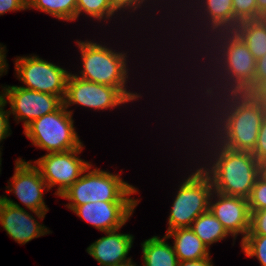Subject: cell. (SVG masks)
I'll list each match as a JSON object with an SVG mask.
<instances>
[{
	"mask_svg": "<svg viewBox=\"0 0 266 266\" xmlns=\"http://www.w3.org/2000/svg\"><path fill=\"white\" fill-rule=\"evenodd\" d=\"M262 173L266 176V164L262 166Z\"/></svg>",
	"mask_w": 266,
	"mask_h": 266,
	"instance_id": "39",
	"label": "cell"
},
{
	"mask_svg": "<svg viewBox=\"0 0 266 266\" xmlns=\"http://www.w3.org/2000/svg\"><path fill=\"white\" fill-rule=\"evenodd\" d=\"M118 12L110 0H77L76 19L80 14H86L93 20L104 21L113 18Z\"/></svg>",
	"mask_w": 266,
	"mask_h": 266,
	"instance_id": "23",
	"label": "cell"
},
{
	"mask_svg": "<svg viewBox=\"0 0 266 266\" xmlns=\"http://www.w3.org/2000/svg\"><path fill=\"white\" fill-rule=\"evenodd\" d=\"M1 94H0V104L4 101V91L2 92H0Z\"/></svg>",
	"mask_w": 266,
	"mask_h": 266,
	"instance_id": "38",
	"label": "cell"
},
{
	"mask_svg": "<svg viewBox=\"0 0 266 266\" xmlns=\"http://www.w3.org/2000/svg\"><path fill=\"white\" fill-rule=\"evenodd\" d=\"M17 78L26 89L48 93L60 97L66 93V84L70 72L36 55L18 56L15 60Z\"/></svg>",
	"mask_w": 266,
	"mask_h": 266,
	"instance_id": "8",
	"label": "cell"
},
{
	"mask_svg": "<svg viewBox=\"0 0 266 266\" xmlns=\"http://www.w3.org/2000/svg\"><path fill=\"white\" fill-rule=\"evenodd\" d=\"M130 102L116 87H111L81 79L72 72L66 84V93L63 99L65 108L72 104L95 110L113 109Z\"/></svg>",
	"mask_w": 266,
	"mask_h": 266,
	"instance_id": "10",
	"label": "cell"
},
{
	"mask_svg": "<svg viewBox=\"0 0 266 266\" xmlns=\"http://www.w3.org/2000/svg\"><path fill=\"white\" fill-rule=\"evenodd\" d=\"M136 265H137L136 263H134L133 261H130V262L126 263V264L119 265V266H136Z\"/></svg>",
	"mask_w": 266,
	"mask_h": 266,
	"instance_id": "37",
	"label": "cell"
},
{
	"mask_svg": "<svg viewBox=\"0 0 266 266\" xmlns=\"http://www.w3.org/2000/svg\"><path fill=\"white\" fill-rule=\"evenodd\" d=\"M190 228L208 249L213 243L223 240L228 235L230 236L210 210L199 215L193 221Z\"/></svg>",
	"mask_w": 266,
	"mask_h": 266,
	"instance_id": "21",
	"label": "cell"
},
{
	"mask_svg": "<svg viewBox=\"0 0 266 266\" xmlns=\"http://www.w3.org/2000/svg\"><path fill=\"white\" fill-rule=\"evenodd\" d=\"M72 111L62 105L58 110L34 120L23 133L32 145L48 153L80 148L83 142L74 129Z\"/></svg>",
	"mask_w": 266,
	"mask_h": 266,
	"instance_id": "6",
	"label": "cell"
},
{
	"mask_svg": "<svg viewBox=\"0 0 266 266\" xmlns=\"http://www.w3.org/2000/svg\"><path fill=\"white\" fill-rule=\"evenodd\" d=\"M119 229L105 232V236L93 242L86 249L100 266H119L132 261L127 258L132 248L134 236L123 234Z\"/></svg>",
	"mask_w": 266,
	"mask_h": 266,
	"instance_id": "16",
	"label": "cell"
},
{
	"mask_svg": "<svg viewBox=\"0 0 266 266\" xmlns=\"http://www.w3.org/2000/svg\"><path fill=\"white\" fill-rule=\"evenodd\" d=\"M209 210L234 240L239 234L242 235V240L246 237L250 228L248 199L213 191L209 201Z\"/></svg>",
	"mask_w": 266,
	"mask_h": 266,
	"instance_id": "15",
	"label": "cell"
},
{
	"mask_svg": "<svg viewBox=\"0 0 266 266\" xmlns=\"http://www.w3.org/2000/svg\"><path fill=\"white\" fill-rule=\"evenodd\" d=\"M205 34H206V38H205L206 40L209 37L212 39L211 40L212 44L209 42L208 43L205 42L206 43L205 45L207 46L209 44V46L211 45L212 46L211 48L206 47V46L204 47L210 50L213 49L212 52L210 51L211 54L208 53L205 55L206 56L213 55L216 57V58L212 56L209 57V60L211 59L212 61V63L210 64H213V62L216 60L213 64L214 66L216 63L214 67V68H217V69H214L216 71V72L214 71L215 73L214 76L216 79H214V76H213L212 80L217 81L218 78L221 79L220 83H219V80L218 82H216L217 83L215 84L216 86L214 85L211 87L208 86V88L206 87V89L204 90L205 95L207 97H213V96H216V94L220 95V93L221 95L224 93H250L252 94L255 91L256 59L249 51L246 43L241 39V37L234 30L218 31L212 34H207L205 32ZM214 50H216L217 54L215 53ZM213 52L215 53V55ZM214 90H217V91L214 92Z\"/></svg>",
	"mask_w": 266,
	"mask_h": 266,
	"instance_id": "2",
	"label": "cell"
},
{
	"mask_svg": "<svg viewBox=\"0 0 266 266\" xmlns=\"http://www.w3.org/2000/svg\"><path fill=\"white\" fill-rule=\"evenodd\" d=\"M234 31L248 46L256 60L266 53V18L240 22Z\"/></svg>",
	"mask_w": 266,
	"mask_h": 266,
	"instance_id": "20",
	"label": "cell"
},
{
	"mask_svg": "<svg viewBox=\"0 0 266 266\" xmlns=\"http://www.w3.org/2000/svg\"><path fill=\"white\" fill-rule=\"evenodd\" d=\"M82 58V70L75 76L98 84L116 87L130 102L141 97L126 89L129 76L127 53L115 52L105 44L94 41H76Z\"/></svg>",
	"mask_w": 266,
	"mask_h": 266,
	"instance_id": "4",
	"label": "cell"
},
{
	"mask_svg": "<svg viewBox=\"0 0 266 266\" xmlns=\"http://www.w3.org/2000/svg\"><path fill=\"white\" fill-rule=\"evenodd\" d=\"M266 108V81L252 93Z\"/></svg>",
	"mask_w": 266,
	"mask_h": 266,
	"instance_id": "35",
	"label": "cell"
},
{
	"mask_svg": "<svg viewBox=\"0 0 266 266\" xmlns=\"http://www.w3.org/2000/svg\"><path fill=\"white\" fill-rule=\"evenodd\" d=\"M84 146L64 152H53L43 155L34 161V165L40 170L49 190L57 187L55 195L58 197L72 186L90 166L91 163L79 158Z\"/></svg>",
	"mask_w": 266,
	"mask_h": 266,
	"instance_id": "9",
	"label": "cell"
},
{
	"mask_svg": "<svg viewBox=\"0 0 266 266\" xmlns=\"http://www.w3.org/2000/svg\"><path fill=\"white\" fill-rule=\"evenodd\" d=\"M147 0H110L111 4L117 11L125 12L128 9V12L132 9L134 12L137 9L142 8V4H146ZM141 6V7H140ZM130 9V10H129ZM122 10V11H121Z\"/></svg>",
	"mask_w": 266,
	"mask_h": 266,
	"instance_id": "30",
	"label": "cell"
},
{
	"mask_svg": "<svg viewBox=\"0 0 266 266\" xmlns=\"http://www.w3.org/2000/svg\"><path fill=\"white\" fill-rule=\"evenodd\" d=\"M5 45L0 43V76L3 75V73L7 74L8 69V63H6V50Z\"/></svg>",
	"mask_w": 266,
	"mask_h": 266,
	"instance_id": "34",
	"label": "cell"
},
{
	"mask_svg": "<svg viewBox=\"0 0 266 266\" xmlns=\"http://www.w3.org/2000/svg\"><path fill=\"white\" fill-rule=\"evenodd\" d=\"M165 235L168 239H174L173 249L178 261L199 260L210 256L209 249L191 228H178Z\"/></svg>",
	"mask_w": 266,
	"mask_h": 266,
	"instance_id": "18",
	"label": "cell"
},
{
	"mask_svg": "<svg viewBox=\"0 0 266 266\" xmlns=\"http://www.w3.org/2000/svg\"><path fill=\"white\" fill-rule=\"evenodd\" d=\"M247 235L266 236V209L250 211V228Z\"/></svg>",
	"mask_w": 266,
	"mask_h": 266,
	"instance_id": "27",
	"label": "cell"
},
{
	"mask_svg": "<svg viewBox=\"0 0 266 266\" xmlns=\"http://www.w3.org/2000/svg\"><path fill=\"white\" fill-rule=\"evenodd\" d=\"M1 156H2V153L0 152V166L2 165V164H1V162H2V158H1ZM0 172H1V168H0Z\"/></svg>",
	"mask_w": 266,
	"mask_h": 266,
	"instance_id": "40",
	"label": "cell"
},
{
	"mask_svg": "<svg viewBox=\"0 0 266 266\" xmlns=\"http://www.w3.org/2000/svg\"><path fill=\"white\" fill-rule=\"evenodd\" d=\"M77 0H28L27 9H37L58 20H76Z\"/></svg>",
	"mask_w": 266,
	"mask_h": 266,
	"instance_id": "22",
	"label": "cell"
},
{
	"mask_svg": "<svg viewBox=\"0 0 266 266\" xmlns=\"http://www.w3.org/2000/svg\"><path fill=\"white\" fill-rule=\"evenodd\" d=\"M257 19L266 18V0H256Z\"/></svg>",
	"mask_w": 266,
	"mask_h": 266,
	"instance_id": "36",
	"label": "cell"
},
{
	"mask_svg": "<svg viewBox=\"0 0 266 266\" xmlns=\"http://www.w3.org/2000/svg\"><path fill=\"white\" fill-rule=\"evenodd\" d=\"M266 81V53L256 60L255 90Z\"/></svg>",
	"mask_w": 266,
	"mask_h": 266,
	"instance_id": "32",
	"label": "cell"
},
{
	"mask_svg": "<svg viewBox=\"0 0 266 266\" xmlns=\"http://www.w3.org/2000/svg\"><path fill=\"white\" fill-rule=\"evenodd\" d=\"M207 135L211 138L206 140H213L209 156L214 160L210 158V163L204 164L210 165L209 168L204 165L200 167L211 179L213 191L248 199L257 178L262 174V165L251 152L228 149L219 144L212 134Z\"/></svg>",
	"mask_w": 266,
	"mask_h": 266,
	"instance_id": "3",
	"label": "cell"
},
{
	"mask_svg": "<svg viewBox=\"0 0 266 266\" xmlns=\"http://www.w3.org/2000/svg\"><path fill=\"white\" fill-rule=\"evenodd\" d=\"M139 201H97L77 206L73 212L101 232L122 228Z\"/></svg>",
	"mask_w": 266,
	"mask_h": 266,
	"instance_id": "13",
	"label": "cell"
},
{
	"mask_svg": "<svg viewBox=\"0 0 266 266\" xmlns=\"http://www.w3.org/2000/svg\"><path fill=\"white\" fill-rule=\"evenodd\" d=\"M251 153L262 166L266 164V113L258 133L256 147Z\"/></svg>",
	"mask_w": 266,
	"mask_h": 266,
	"instance_id": "28",
	"label": "cell"
},
{
	"mask_svg": "<svg viewBox=\"0 0 266 266\" xmlns=\"http://www.w3.org/2000/svg\"><path fill=\"white\" fill-rule=\"evenodd\" d=\"M214 97L217 100H213ZM214 97H210L215 101L212 110L217 111L211 110V115L215 114L211 117L215 126L211 128L212 137L228 149L252 152L266 113L265 106L250 93H224Z\"/></svg>",
	"mask_w": 266,
	"mask_h": 266,
	"instance_id": "1",
	"label": "cell"
},
{
	"mask_svg": "<svg viewBox=\"0 0 266 266\" xmlns=\"http://www.w3.org/2000/svg\"><path fill=\"white\" fill-rule=\"evenodd\" d=\"M241 248L247 257H256L261 266H266V236L246 235Z\"/></svg>",
	"mask_w": 266,
	"mask_h": 266,
	"instance_id": "24",
	"label": "cell"
},
{
	"mask_svg": "<svg viewBox=\"0 0 266 266\" xmlns=\"http://www.w3.org/2000/svg\"><path fill=\"white\" fill-rule=\"evenodd\" d=\"M178 189L170 210L167 232L178 228H190L199 215L209 210L213 186L211 179L201 167L191 172Z\"/></svg>",
	"mask_w": 266,
	"mask_h": 266,
	"instance_id": "7",
	"label": "cell"
},
{
	"mask_svg": "<svg viewBox=\"0 0 266 266\" xmlns=\"http://www.w3.org/2000/svg\"><path fill=\"white\" fill-rule=\"evenodd\" d=\"M167 239L166 235L153 236L141 243L143 266H178L177 255Z\"/></svg>",
	"mask_w": 266,
	"mask_h": 266,
	"instance_id": "19",
	"label": "cell"
},
{
	"mask_svg": "<svg viewBox=\"0 0 266 266\" xmlns=\"http://www.w3.org/2000/svg\"><path fill=\"white\" fill-rule=\"evenodd\" d=\"M195 1H198V3L196 2L195 4H197V8L199 6L200 9L198 10L199 12H202V16L201 13L196 14L198 10L194 11L195 12L194 15L195 16L199 15V17H201L200 20H203L201 21V25L202 26L205 25L206 28L204 29H206V32L208 31V33L210 34V32L214 33L218 31L234 30V14H233L232 0H201V1L195 0Z\"/></svg>",
	"mask_w": 266,
	"mask_h": 266,
	"instance_id": "17",
	"label": "cell"
},
{
	"mask_svg": "<svg viewBox=\"0 0 266 266\" xmlns=\"http://www.w3.org/2000/svg\"><path fill=\"white\" fill-rule=\"evenodd\" d=\"M91 168L92 164L61 194V198L70 201L66 204L68 209L73 211L79 205L97 201H140L130 197L138 190L122 180L120 174H113L100 168L91 170Z\"/></svg>",
	"mask_w": 266,
	"mask_h": 266,
	"instance_id": "5",
	"label": "cell"
},
{
	"mask_svg": "<svg viewBox=\"0 0 266 266\" xmlns=\"http://www.w3.org/2000/svg\"><path fill=\"white\" fill-rule=\"evenodd\" d=\"M0 224L13 240L22 245L51 232L20 204L4 195L0 196Z\"/></svg>",
	"mask_w": 266,
	"mask_h": 266,
	"instance_id": "14",
	"label": "cell"
},
{
	"mask_svg": "<svg viewBox=\"0 0 266 266\" xmlns=\"http://www.w3.org/2000/svg\"><path fill=\"white\" fill-rule=\"evenodd\" d=\"M249 210L266 209V176L262 173L256 180L248 198Z\"/></svg>",
	"mask_w": 266,
	"mask_h": 266,
	"instance_id": "26",
	"label": "cell"
},
{
	"mask_svg": "<svg viewBox=\"0 0 266 266\" xmlns=\"http://www.w3.org/2000/svg\"><path fill=\"white\" fill-rule=\"evenodd\" d=\"M27 9V0H0V15Z\"/></svg>",
	"mask_w": 266,
	"mask_h": 266,
	"instance_id": "31",
	"label": "cell"
},
{
	"mask_svg": "<svg viewBox=\"0 0 266 266\" xmlns=\"http://www.w3.org/2000/svg\"><path fill=\"white\" fill-rule=\"evenodd\" d=\"M234 29L242 21L257 20L256 0H232Z\"/></svg>",
	"mask_w": 266,
	"mask_h": 266,
	"instance_id": "25",
	"label": "cell"
},
{
	"mask_svg": "<svg viewBox=\"0 0 266 266\" xmlns=\"http://www.w3.org/2000/svg\"><path fill=\"white\" fill-rule=\"evenodd\" d=\"M4 100L9 102V114L19 123L23 121L24 129L37 118L58 110L63 100L55 95L26 89L20 86H7L2 88Z\"/></svg>",
	"mask_w": 266,
	"mask_h": 266,
	"instance_id": "11",
	"label": "cell"
},
{
	"mask_svg": "<svg viewBox=\"0 0 266 266\" xmlns=\"http://www.w3.org/2000/svg\"><path fill=\"white\" fill-rule=\"evenodd\" d=\"M32 162H26L22 158L16 160L15 171L12 182L9 180L8 192H12L16 197L37 216L43 220L49 208L45 205L43 192L48 185L42 178L40 170ZM12 188H11V187Z\"/></svg>",
	"mask_w": 266,
	"mask_h": 266,
	"instance_id": "12",
	"label": "cell"
},
{
	"mask_svg": "<svg viewBox=\"0 0 266 266\" xmlns=\"http://www.w3.org/2000/svg\"><path fill=\"white\" fill-rule=\"evenodd\" d=\"M8 102L5 100L0 104V143L3 141V139H6V137L11 135V129L9 124V111L5 110L4 107L6 106ZM1 152V147H0Z\"/></svg>",
	"mask_w": 266,
	"mask_h": 266,
	"instance_id": "29",
	"label": "cell"
},
{
	"mask_svg": "<svg viewBox=\"0 0 266 266\" xmlns=\"http://www.w3.org/2000/svg\"><path fill=\"white\" fill-rule=\"evenodd\" d=\"M178 266H213L211 257L202 258L199 260L179 261Z\"/></svg>",
	"mask_w": 266,
	"mask_h": 266,
	"instance_id": "33",
	"label": "cell"
}]
</instances>
